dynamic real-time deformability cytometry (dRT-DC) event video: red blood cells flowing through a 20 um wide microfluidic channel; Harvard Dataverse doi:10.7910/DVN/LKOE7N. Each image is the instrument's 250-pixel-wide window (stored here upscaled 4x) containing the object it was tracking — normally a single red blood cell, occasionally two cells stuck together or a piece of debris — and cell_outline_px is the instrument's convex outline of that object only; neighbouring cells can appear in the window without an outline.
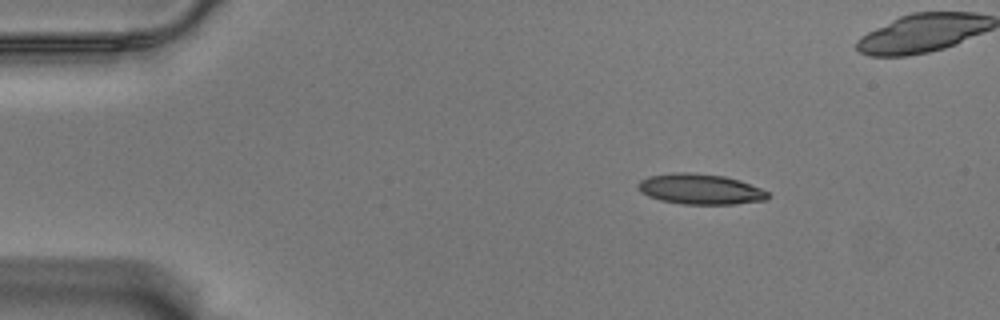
{"species": "Egyptian fruit bat (a non-hibernating species)", "species_latin": "Rousettus aegyptiacus", "temperature_condition": "warm", "stored_images_in_passage": 46, "camera_frame_rate_fps": 3000, "um_per_image_px": 0.085, "animal": {"sex": "male"}, "frame": {"image": 1, "passage_image": 1, "time_ms": 0.0, "image_size_px": [1000, 320], "cell_outline_px": [[772, 196], [768, 200], [736, 204], [684, 204], [660, 200], [648, 196], [640, 192], [636, 184], [640, 180], [648, 176], [676, 172], [692, 172], [724, 176], [740, 180], [760, 188], [768, 192]], "centroid_in_image_um": [59.54, 16.07], "position_along_channel_um": 25.5, "area_um2": 23.29}}
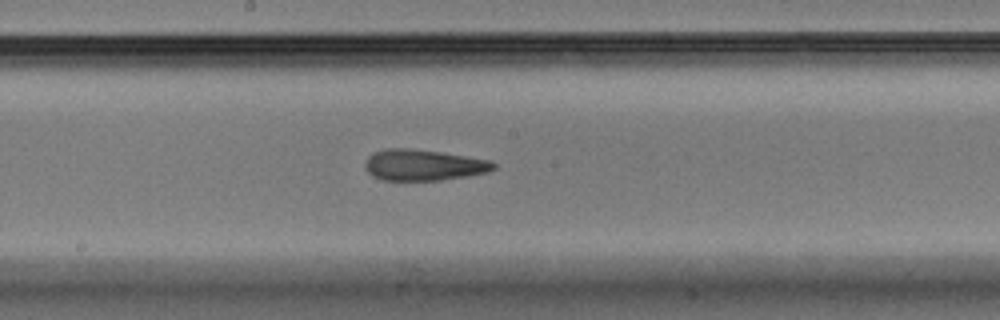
{"frame": {"image": 2, "passage_image": 23, "time_ms": 7.333, "image_size_px": [1000, 320], "cell_outline_px": [[496, 168], [488, 172], [468, 176], [440, 180], [384, 180], [372, 176], [364, 168], [364, 164], [368, 156], [372, 152], [384, 148], [408, 148], [440, 152], [492, 160], [496, 164]], "centroid_in_image_um": [35.98, 14.02], "position_along_channel_um": 212.2, "area_um2": 23.47}}
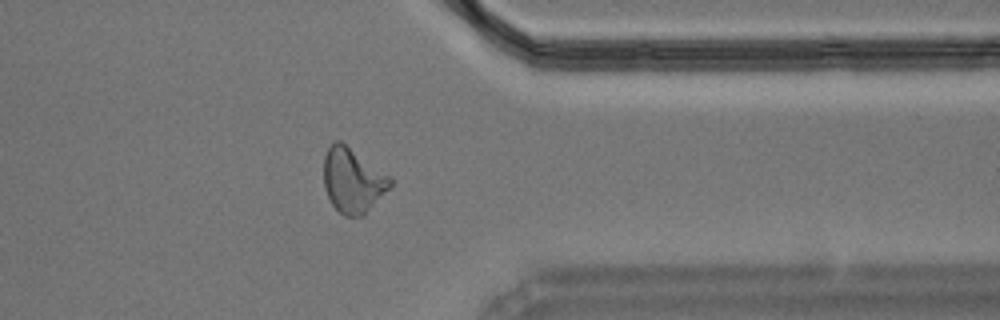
{"frame": {"image": 3, "passage_image": 38, "time_ms": 12.333, "image_size_px": [1000, 320], "cell_outline_px": [[392, 184], [364, 216], [344, 216], [332, 204], [324, 188], [324, 156], [328, 148], [336, 140], [340, 140], [392, 176]], "centroid_in_image_um": [30.0, 15.32], "position_along_channel_um": 381.4, "area_um2": 25.09}}